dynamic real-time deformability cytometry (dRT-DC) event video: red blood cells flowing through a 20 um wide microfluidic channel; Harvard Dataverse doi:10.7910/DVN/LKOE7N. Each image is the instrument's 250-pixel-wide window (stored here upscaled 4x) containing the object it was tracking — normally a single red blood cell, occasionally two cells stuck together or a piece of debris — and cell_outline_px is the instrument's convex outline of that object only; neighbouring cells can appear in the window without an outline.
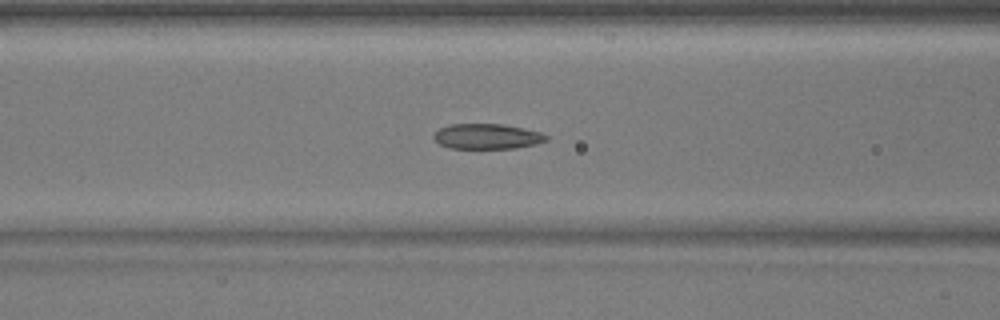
{"species": "common noctule bat (a hibernating species)", "species_latin": "Nyctalus noctula", "temperature_condition": "warm", "stored_images_in_passage": 24, "camera_frame_rate_fps": 3000, "um_per_image_px": 0.085, "animal": {"sex": "male", "body_mass_g": 17.9}, "frame": {"image": 1, "passage_image": 10, "time_ms": 3.0, "image_size_px": [1000, 320], "cell_outline_px": [[548, 140], [536, 144], [516, 148], [448, 148], [440, 144], [432, 136], [440, 128], [448, 124], [504, 124], [524, 128], [540, 132], [548, 136]], "centroid_in_image_um": [41.41, 11.59], "position_along_channel_um": 125.2, "area_um2": 16.59}}
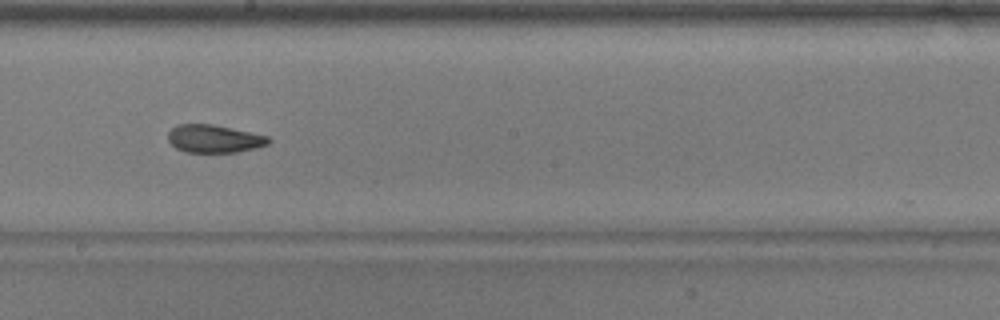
{"frame": {"image": 2, "passage_image": 18, "time_ms": 5.667, "image_size_px": [1000, 320], "cell_outline_px": [[272, 140], [268, 144], [256, 148], [236, 152], [184, 152], [176, 148], [168, 140], [168, 132], [176, 124], [212, 124], [232, 128], [268, 136]], "centroid_in_image_um": [18.2, 11.79], "position_along_channel_um": 230.0, "area_um2": 16.36}}